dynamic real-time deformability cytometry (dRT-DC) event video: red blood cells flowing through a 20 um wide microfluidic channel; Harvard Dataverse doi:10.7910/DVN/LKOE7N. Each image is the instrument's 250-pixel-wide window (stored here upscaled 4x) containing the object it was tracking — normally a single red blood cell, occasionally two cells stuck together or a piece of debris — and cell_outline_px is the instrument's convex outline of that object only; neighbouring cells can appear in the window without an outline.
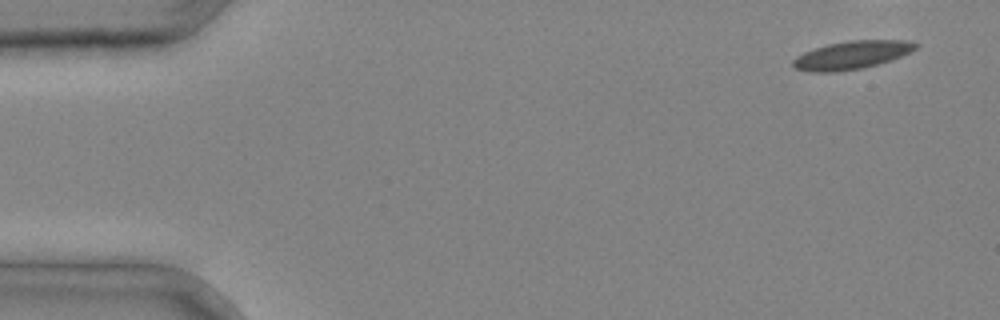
{"species": "common noctule bat (a hibernating species)", "species_latin": "Nyctalus noctula", "temperature_condition": "cold", "stored_images_in_passage": 7, "camera_frame_rate_fps": 3000, "um_per_image_px": 0.085, "animal": {"sex": "male", "body_mass_g": 20.4}, "frame": {"image": 1, "passage_image": 1, "time_ms": 0.0, "image_size_px": [1000, 320], "cell_outline_px": [[920, 44], [916, 48], [900, 56], [876, 64], [860, 68], [836, 72], [808, 72], [796, 68], [792, 64], [792, 60], [796, 56], [804, 52], [828, 44], [848, 40], [908, 40]], "centroid_in_image_um": [72.36, 4.67], "position_along_channel_um": 12.6, "area_um2": 19.88}}
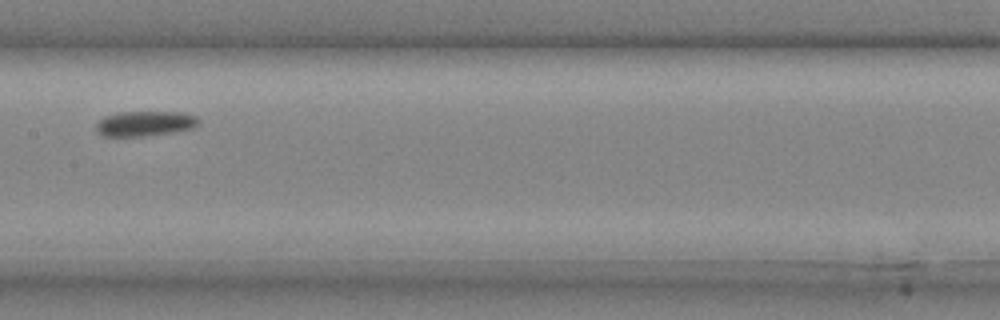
{"frame": {"image": 2, "passage_image": 7, "time_ms": 2.0, "image_size_px": [1000, 320], "cell_outline_px": [[200, 124], [192, 128], [172, 132], [140, 136], [104, 136], [96, 128], [96, 124], [104, 116], [120, 112], [176, 112], [196, 116], [200, 120]], "centroid_in_image_um": [12.34, 10.49], "position_along_channel_um": 195.1, "area_um2": 14.74}}